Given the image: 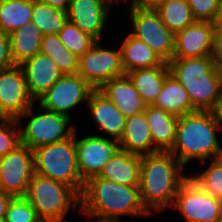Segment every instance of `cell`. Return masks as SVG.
Here are the masks:
<instances>
[{
  "label": "cell",
  "mask_w": 222,
  "mask_h": 222,
  "mask_svg": "<svg viewBox=\"0 0 222 222\" xmlns=\"http://www.w3.org/2000/svg\"><path fill=\"white\" fill-rule=\"evenodd\" d=\"M183 167L170 152L141 156L139 191L149 214L172 208L180 186L189 177L182 174Z\"/></svg>",
  "instance_id": "6da1fadb"
},
{
  "label": "cell",
  "mask_w": 222,
  "mask_h": 222,
  "mask_svg": "<svg viewBox=\"0 0 222 222\" xmlns=\"http://www.w3.org/2000/svg\"><path fill=\"white\" fill-rule=\"evenodd\" d=\"M78 211L102 220L150 215L142 205L139 186L123 185L98 176L84 183Z\"/></svg>",
  "instance_id": "7a4b0ae2"
},
{
  "label": "cell",
  "mask_w": 222,
  "mask_h": 222,
  "mask_svg": "<svg viewBox=\"0 0 222 222\" xmlns=\"http://www.w3.org/2000/svg\"><path fill=\"white\" fill-rule=\"evenodd\" d=\"M219 122L215 111H196L179 117L173 147L169 151L185 167L189 161L202 163L222 158L218 142ZM207 160V161H206Z\"/></svg>",
  "instance_id": "3957f363"
},
{
  "label": "cell",
  "mask_w": 222,
  "mask_h": 222,
  "mask_svg": "<svg viewBox=\"0 0 222 222\" xmlns=\"http://www.w3.org/2000/svg\"><path fill=\"white\" fill-rule=\"evenodd\" d=\"M170 72L188 92L196 111H215L222 100L220 66L211 56L172 58Z\"/></svg>",
  "instance_id": "277c9868"
},
{
  "label": "cell",
  "mask_w": 222,
  "mask_h": 222,
  "mask_svg": "<svg viewBox=\"0 0 222 222\" xmlns=\"http://www.w3.org/2000/svg\"><path fill=\"white\" fill-rule=\"evenodd\" d=\"M25 198L42 222H64L69 209L80 208V196L63 183L34 173Z\"/></svg>",
  "instance_id": "5b68a950"
},
{
  "label": "cell",
  "mask_w": 222,
  "mask_h": 222,
  "mask_svg": "<svg viewBox=\"0 0 222 222\" xmlns=\"http://www.w3.org/2000/svg\"><path fill=\"white\" fill-rule=\"evenodd\" d=\"M34 152V173L70 186L79 196L84 188L77 166L74 134L61 142L40 146Z\"/></svg>",
  "instance_id": "8992f818"
},
{
  "label": "cell",
  "mask_w": 222,
  "mask_h": 222,
  "mask_svg": "<svg viewBox=\"0 0 222 222\" xmlns=\"http://www.w3.org/2000/svg\"><path fill=\"white\" fill-rule=\"evenodd\" d=\"M43 112L35 114L34 106L27 109L18 119L20 125L22 118L28 117L26 127H20V144L34 150L40 146L57 143L70 138L76 126L71 123V118L42 109ZM70 124V125H69Z\"/></svg>",
  "instance_id": "52a82bcc"
},
{
  "label": "cell",
  "mask_w": 222,
  "mask_h": 222,
  "mask_svg": "<svg viewBox=\"0 0 222 222\" xmlns=\"http://www.w3.org/2000/svg\"><path fill=\"white\" fill-rule=\"evenodd\" d=\"M133 30L130 34L146 43L166 63L172 60L175 34L162 22L156 10L129 6Z\"/></svg>",
  "instance_id": "ba28073f"
},
{
  "label": "cell",
  "mask_w": 222,
  "mask_h": 222,
  "mask_svg": "<svg viewBox=\"0 0 222 222\" xmlns=\"http://www.w3.org/2000/svg\"><path fill=\"white\" fill-rule=\"evenodd\" d=\"M172 209L180 211L186 222H220L222 203L188 177L180 186Z\"/></svg>",
  "instance_id": "9c48e42d"
},
{
  "label": "cell",
  "mask_w": 222,
  "mask_h": 222,
  "mask_svg": "<svg viewBox=\"0 0 222 222\" xmlns=\"http://www.w3.org/2000/svg\"><path fill=\"white\" fill-rule=\"evenodd\" d=\"M96 41L78 60V75L95 90H99L107 81L125 75L122 66L121 48L104 49Z\"/></svg>",
  "instance_id": "30bf717a"
},
{
  "label": "cell",
  "mask_w": 222,
  "mask_h": 222,
  "mask_svg": "<svg viewBox=\"0 0 222 222\" xmlns=\"http://www.w3.org/2000/svg\"><path fill=\"white\" fill-rule=\"evenodd\" d=\"M94 90L80 75L66 74L38 100V106L71 118L69 111L88 102Z\"/></svg>",
  "instance_id": "8fae6325"
},
{
  "label": "cell",
  "mask_w": 222,
  "mask_h": 222,
  "mask_svg": "<svg viewBox=\"0 0 222 222\" xmlns=\"http://www.w3.org/2000/svg\"><path fill=\"white\" fill-rule=\"evenodd\" d=\"M34 174V152L18 145L0 158V189L12 197H25Z\"/></svg>",
  "instance_id": "7c38bea8"
},
{
  "label": "cell",
  "mask_w": 222,
  "mask_h": 222,
  "mask_svg": "<svg viewBox=\"0 0 222 222\" xmlns=\"http://www.w3.org/2000/svg\"><path fill=\"white\" fill-rule=\"evenodd\" d=\"M75 130V146L77 151V166L81 179L98 176L104 165L120 149L119 142L101 135H88L78 139ZM78 139V140H77Z\"/></svg>",
  "instance_id": "4fadbf2b"
},
{
  "label": "cell",
  "mask_w": 222,
  "mask_h": 222,
  "mask_svg": "<svg viewBox=\"0 0 222 222\" xmlns=\"http://www.w3.org/2000/svg\"><path fill=\"white\" fill-rule=\"evenodd\" d=\"M34 105L20 65L0 71V118L18 119Z\"/></svg>",
  "instance_id": "5bb4252c"
},
{
  "label": "cell",
  "mask_w": 222,
  "mask_h": 222,
  "mask_svg": "<svg viewBox=\"0 0 222 222\" xmlns=\"http://www.w3.org/2000/svg\"><path fill=\"white\" fill-rule=\"evenodd\" d=\"M115 3L114 0H72L67 10L68 20L99 41L109 17V10Z\"/></svg>",
  "instance_id": "9a60e30c"
},
{
  "label": "cell",
  "mask_w": 222,
  "mask_h": 222,
  "mask_svg": "<svg viewBox=\"0 0 222 222\" xmlns=\"http://www.w3.org/2000/svg\"><path fill=\"white\" fill-rule=\"evenodd\" d=\"M20 66L33 101H38L64 75L55 61L41 52Z\"/></svg>",
  "instance_id": "2e32d148"
},
{
  "label": "cell",
  "mask_w": 222,
  "mask_h": 222,
  "mask_svg": "<svg viewBox=\"0 0 222 222\" xmlns=\"http://www.w3.org/2000/svg\"><path fill=\"white\" fill-rule=\"evenodd\" d=\"M215 23L195 21L175 34L172 58L211 56Z\"/></svg>",
  "instance_id": "e0dca14e"
},
{
  "label": "cell",
  "mask_w": 222,
  "mask_h": 222,
  "mask_svg": "<svg viewBox=\"0 0 222 222\" xmlns=\"http://www.w3.org/2000/svg\"><path fill=\"white\" fill-rule=\"evenodd\" d=\"M91 117L105 137L120 141L125 130L126 117L119 108L99 90H94L87 102Z\"/></svg>",
  "instance_id": "ac0fdd59"
},
{
  "label": "cell",
  "mask_w": 222,
  "mask_h": 222,
  "mask_svg": "<svg viewBox=\"0 0 222 222\" xmlns=\"http://www.w3.org/2000/svg\"><path fill=\"white\" fill-rule=\"evenodd\" d=\"M99 91L114 102L126 118L145 111L146 105L127 74L107 81Z\"/></svg>",
  "instance_id": "d6986e66"
},
{
  "label": "cell",
  "mask_w": 222,
  "mask_h": 222,
  "mask_svg": "<svg viewBox=\"0 0 222 222\" xmlns=\"http://www.w3.org/2000/svg\"><path fill=\"white\" fill-rule=\"evenodd\" d=\"M119 145L121 150L140 156L159 152L153 145L144 111L126 118L125 130Z\"/></svg>",
  "instance_id": "ffe728a7"
},
{
  "label": "cell",
  "mask_w": 222,
  "mask_h": 222,
  "mask_svg": "<svg viewBox=\"0 0 222 222\" xmlns=\"http://www.w3.org/2000/svg\"><path fill=\"white\" fill-rule=\"evenodd\" d=\"M141 156L119 149L98 177L128 186H140Z\"/></svg>",
  "instance_id": "44dd1931"
},
{
  "label": "cell",
  "mask_w": 222,
  "mask_h": 222,
  "mask_svg": "<svg viewBox=\"0 0 222 222\" xmlns=\"http://www.w3.org/2000/svg\"><path fill=\"white\" fill-rule=\"evenodd\" d=\"M144 112L154 147L158 151L169 152L173 147L179 117L153 105L146 106Z\"/></svg>",
  "instance_id": "7402d4cb"
},
{
  "label": "cell",
  "mask_w": 222,
  "mask_h": 222,
  "mask_svg": "<svg viewBox=\"0 0 222 222\" xmlns=\"http://www.w3.org/2000/svg\"><path fill=\"white\" fill-rule=\"evenodd\" d=\"M120 48L125 74L135 69L169 66L146 43L131 34L126 36Z\"/></svg>",
  "instance_id": "603a6c76"
},
{
  "label": "cell",
  "mask_w": 222,
  "mask_h": 222,
  "mask_svg": "<svg viewBox=\"0 0 222 222\" xmlns=\"http://www.w3.org/2000/svg\"><path fill=\"white\" fill-rule=\"evenodd\" d=\"M153 106L177 117L196 112L188 92L171 73L166 77Z\"/></svg>",
  "instance_id": "cb8c5ba5"
},
{
  "label": "cell",
  "mask_w": 222,
  "mask_h": 222,
  "mask_svg": "<svg viewBox=\"0 0 222 222\" xmlns=\"http://www.w3.org/2000/svg\"><path fill=\"white\" fill-rule=\"evenodd\" d=\"M169 66L135 69L127 73L143 103L153 105L162 90L166 77L170 74Z\"/></svg>",
  "instance_id": "d4e9b609"
},
{
  "label": "cell",
  "mask_w": 222,
  "mask_h": 222,
  "mask_svg": "<svg viewBox=\"0 0 222 222\" xmlns=\"http://www.w3.org/2000/svg\"><path fill=\"white\" fill-rule=\"evenodd\" d=\"M43 34L32 23L9 34L15 65H20L40 52Z\"/></svg>",
  "instance_id": "484cf974"
},
{
  "label": "cell",
  "mask_w": 222,
  "mask_h": 222,
  "mask_svg": "<svg viewBox=\"0 0 222 222\" xmlns=\"http://www.w3.org/2000/svg\"><path fill=\"white\" fill-rule=\"evenodd\" d=\"M34 0H0V32L10 34L32 22Z\"/></svg>",
  "instance_id": "4316f807"
},
{
  "label": "cell",
  "mask_w": 222,
  "mask_h": 222,
  "mask_svg": "<svg viewBox=\"0 0 222 222\" xmlns=\"http://www.w3.org/2000/svg\"><path fill=\"white\" fill-rule=\"evenodd\" d=\"M40 52L51 57L64 75L78 73L79 57L65 48L58 34L43 35Z\"/></svg>",
  "instance_id": "83f0119b"
},
{
  "label": "cell",
  "mask_w": 222,
  "mask_h": 222,
  "mask_svg": "<svg viewBox=\"0 0 222 222\" xmlns=\"http://www.w3.org/2000/svg\"><path fill=\"white\" fill-rule=\"evenodd\" d=\"M68 21L67 11L34 0L32 24L43 35L58 34Z\"/></svg>",
  "instance_id": "f1b7e54d"
},
{
  "label": "cell",
  "mask_w": 222,
  "mask_h": 222,
  "mask_svg": "<svg viewBox=\"0 0 222 222\" xmlns=\"http://www.w3.org/2000/svg\"><path fill=\"white\" fill-rule=\"evenodd\" d=\"M156 11L162 22L174 34L195 22L187 0H168Z\"/></svg>",
  "instance_id": "f546056e"
},
{
  "label": "cell",
  "mask_w": 222,
  "mask_h": 222,
  "mask_svg": "<svg viewBox=\"0 0 222 222\" xmlns=\"http://www.w3.org/2000/svg\"><path fill=\"white\" fill-rule=\"evenodd\" d=\"M205 192L222 203V158L212 159L209 166L199 174L189 176Z\"/></svg>",
  "instance_id": "4dcf8cb0"
},
{
  "label": "cell",
  "mask_w": 222,
  "mask_h": 222,
  "mask_svg": "<svg viewBox=\"0 0 222 222\" xmlns=\"http://www.w3.org/2000/svg\"><path fill=\"white\" fill-rule=\"evenodd\" d=\"M58 36L65 48L77 57L84 55L96 42L94 38L81 31L69 20L59 31Z\"/></svg>",
  "instance_id": "1f68e13d"
},
{
  "label": "cell",
  "mask_w": 222,
  "mask_h": 222,
  "mask_svg": "<svg viewBox=\"0 0 222 222\" xmlns=\"http://www.w3.org/2000/svg\"><path fill=\"white\" fill-rule=\"evenodd\" d=\"M3 222H42L25 197H12Z\"/></svg>",
  "instance_id": "d6a6232c"
},
{
  "label": "cell",
  "mask_w": 222,
  "mask_h": 222,
  "mask_svg": "<svg viewBox=\"0 0 222 222\" xmlns=\"http://www.w3.org/2000/svg\"><path fill=\"white\" fill-rule=\"evenodd\" d=\"M0 158L20 145V129L17 119L0 118Z\"/></svg>",
  "instance_id": "836d02e7"
},
{
  "label": "cell",
  "mask_w": 222,
  "mask_h": 222,
  "mask_svg": "<svg viewBox=\"0 0 222 222\" xmlns=\"http://www.w3.org/2000/svg\"><path fill=\"white\" fill-rule=\"evenodd\" d=\"M195 21L215 23L219 0H187Z\"/></svg>",
  "instance_id": "e575fe53"
},
{
  "label": "cell",
  "mask_w": 222,
  "mask_h": 222,
  "mask_svg": "<svg viewBox=\"0 0 222 222\" xmlns=\"http://www.w3.org/2000/svg\"><path fill=\"white\" fill-rule=\"evenodd\" d=\"M15 66L8 34L0 32V71Z\"/></svg>",
  "instance_id": "d590c367"
},
{
  "label": "cell",
  "mask_w": 222,
  "mask_h": 222,
  "mask_svg": "<svg viewBox=\"0 0 222 222\" xmlns=\"http://www.w3.org/2000/svg\"><path fill=\"white\" fill-rule=\"evenodd\" d=\"M211 57L218 65H222V24H215Z\"/></svg>",
  "instance_id": "8d00e7d4"
},
{
  "label": "cell",
  "mask_w": 222,
  "mask_h": 222,
  "mask_svg": "<svg viewBox=\"0 0 222 222\" xmlns=\"http://www.w3.org/2000/svg\"><path fill=\"white\" fill-rule=\"evenodd\" d=\"M168 0H132L130 6L145 10H156Z\"/></svg>",
  "instance_id": "74e56055"
},
{
  "label": "cell",
  "mask_w": 222,
  "mask_h": 222,
  "mask_svg": "<svg viewBox=\"0 0 222 222\" xmlns=\"http://www.w3.org/2000/svg\"><path fill=\"white\" fill-rule=\"evenodd\" d=\"M11 198H12L11 195L4 193L0 189V221L1 222L4 221L6 209Z\"/></svg>",
  "instance_id": "f35d334b"
},
{
  "label": "cell",
  "mask_w": 222,
  "mask_h": 222,
  "mask_svg": "<svg viewBox=\"0 0 222 222\" xmlns=\"http://www.w3.org/2000/svg\"><path fill=\"white\" fill-rule=\"evenodd\" d=\"M51 7L59 8L67 11L72 0H37Z\"/></svg>",
  "instance_id": "ab89813d"
},
{
  "label": "cell",
  "mask_w": 222,
  "mask_h": 222,
  "mask_svg": "<svg viewBox=\"0 0 222 222\" xmlns=\"http://www.w3.org/2000/svg\"><path fill=\"white\" fill-rule=\"evenodd\" d=\"M215 113L218 118L219 128H220V130H222V100L220 101L219 106L215 110Z\"/></svg>",
  "instance_id": "60d3db41"
},
{
  "label": "cell",
  "mask_w": 222,
  "mask_h": 222,
  "mask_svg": "<svg viewBox=\"0 0 222 222\" xmlns=\"http://www.w3.org/2000/svg\"><path fill=\"white\" fill-rule=\"evenodd\" d=\"M215 24H222V0H219V10Z\"/></svg>",
  "instance_id": "b9f144b4"
},
{
  "label": "cell",
  "mask_w": 222,
  "mask_h": 222,
  "mask_svg": "<svg viewBox=\"0 0 222 222\" xmlns=\"http://www.w3.org/2000/svg\"><path fill=\"white\" fill-rule=\"evenodd\" d=\"M86 222H121V220H102V219H97V218L95 219V217H92V216H87Z\"/></svg>",
  "instance_id": "7bdbcfd3"
},
{
  "label": "cell",
  "mask_w": 222,
  "mask_h": 222,
  "mask_svg": "<svg viewBox=\"0 0 222 222\" xmlns=\"http://www.w3.org/2000/svg\"><path fill=\"white\" fill-rule=\"evenodd\" d=\"M115 2H116V5H117V3L119 4V2H126L127 4H128V0H114Z\"/></svg>",
  "instance_id": "ee69618b"
},
{
  "label": "cell",
  "mask_w": 222,
  "mask_h": 222,
  "mask_svg": "<svg viewBox=\"0 0 222 222\" xmlns=\"http://www.w3.org/2000/svg\"><path fill=\"white\" fill-rule=\"evenodd\" d=\"M220 66V71H221V75H222V65H219Z\"/></svg>",
  "instance_id": "f6af8a7d"
},
{
  "label": "cell",
  "mask_w": 222,
  "mask_h": 222,
  "mask_svg": "<svg viewBox=\"0 0 222 222\" xmlns=\"http://www.w3.org/2000/svg\"><path fill=\"white\" fill-rule=\"evenodd\" d=\"M220 222H222V212H221V216H220Z\"/></svg>",
  "instance_id": "bcb514c9"
}]
</instances>
